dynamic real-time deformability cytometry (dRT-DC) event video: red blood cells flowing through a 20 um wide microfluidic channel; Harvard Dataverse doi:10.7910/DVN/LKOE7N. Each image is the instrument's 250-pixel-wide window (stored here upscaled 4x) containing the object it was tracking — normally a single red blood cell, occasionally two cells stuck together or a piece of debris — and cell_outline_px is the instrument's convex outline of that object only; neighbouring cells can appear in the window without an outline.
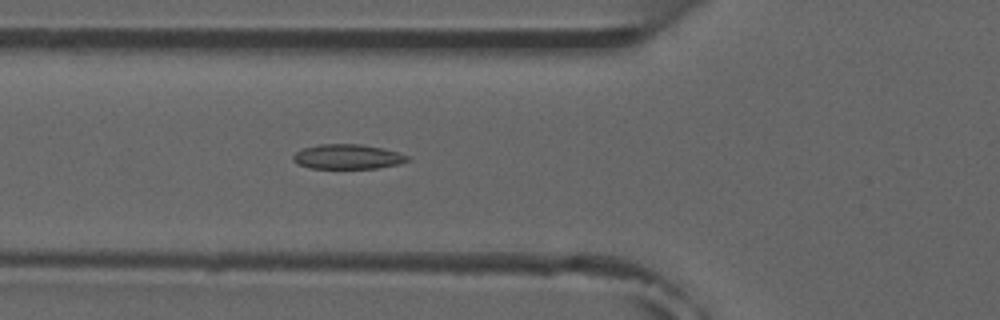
{"species": "common noctule bat (a hibernating species)", "species_latin": "Nyctalus noctula", "temperature_condition": "room temperature", "stored_images_in_passage": 5, "camera_frame_rate_fps": 3000, "um_per_image_px": 0.085, "animal": {"sex": "male", "forearm_length_mm": 52.5}, "frame": {"image": 1, "passage_image": 5, "time_ms": 4.333, "image_size_px": [1000, 320], "cell_outline_px": [[408, 160], [400, 164], [376, 168], [312, 168], [296, 164], [292, 160], [292, 156], [296, 152], [304, 148], [320, 144], [360, 144], [384, 148], [400, 152], [408, 156]], "centroid_in_image_um": [29.55, 13.31], "position_along_channel_um": 96.3, "area_um2": 16.53}}